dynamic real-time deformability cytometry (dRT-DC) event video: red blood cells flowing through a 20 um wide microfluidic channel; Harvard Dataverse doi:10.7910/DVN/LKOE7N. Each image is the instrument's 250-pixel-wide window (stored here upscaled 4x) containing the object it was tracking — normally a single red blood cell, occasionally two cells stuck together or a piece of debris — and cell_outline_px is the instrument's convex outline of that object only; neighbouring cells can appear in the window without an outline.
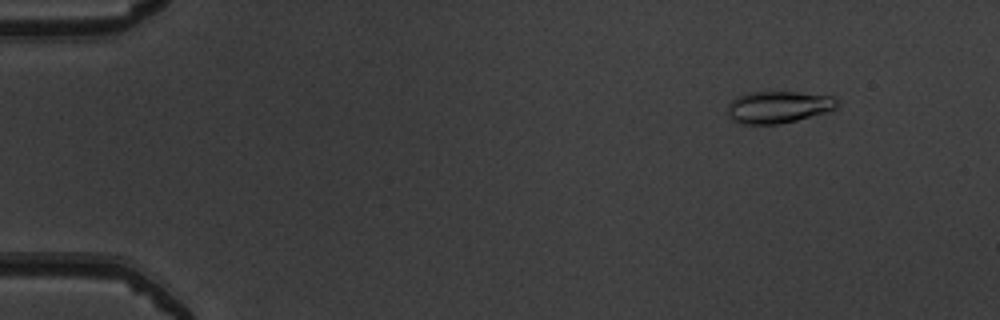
{"species": "common noctule bat (a hibernating species)", "species_latin": "Nyctalus noctula", "temperature_condition": "warm", "stored_images_in_passage": 51, "camera_frame_rate_fps": 3000, "um_per_image_px": 0.085, "animal": {"sex": "male", "body_mass_g": 19.5, "forearm_length_mm": 54.6}, "frame": {"image": 1, "passage_image": 6, "time_ms": 1.667, "image_size_px": [1000, 320], "cell_outline_px": [[840, 104], [836, 108], [824, 112], [796, 120], [780, 124], [744, 124], [732, 120], [728, 116], [728, 104], [732, 100], [748, 92], [796, 92], [832, 96]], "centroid_in_image_um": [66.14, 9.1], "position_along_channel_um": 18.9, "area_um2": 20.23}}
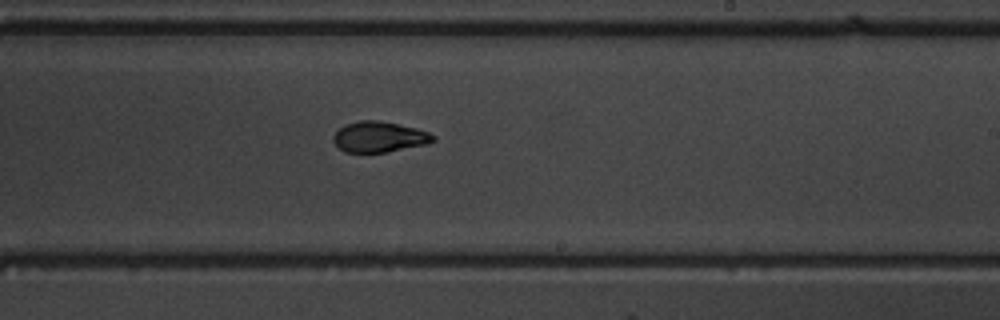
{"frame": {"image": 2, "passage_image": 32, "time_ms": 10.333, "image_size_px": [1000, 320], "cell_outline_px": [[436, 140], [428, 144], [388, 152], [344, 152], [332, 140], [332, 136], [344, 124], [360, 120], [380, 120], [416, 128], [428, 132], [436, 136]], "centroid_in_image_um": [32.25, 11.63], "position_along_channel_um": 256.8, "area_um2": 17.98}}
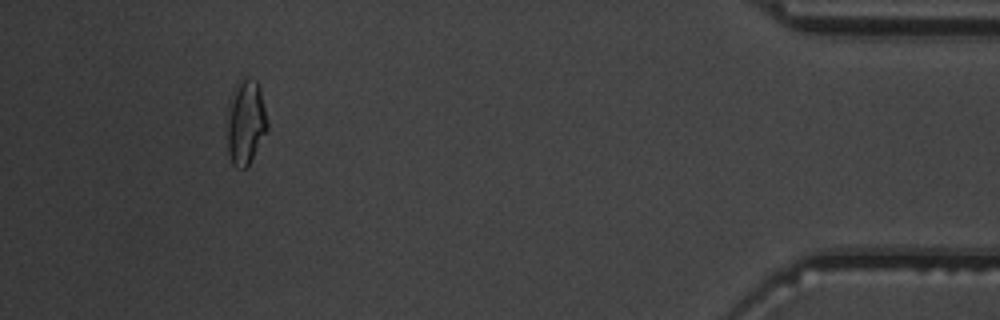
{"frame": {"image": 3, "passage_image": 48, "time_ms": 15.667, "image_size_px": [1000, 320], "cell_outline_px": [[268, 128], [248, 164], [244, 168], [236, 168], [232, 164], [228, 152], [228, 100], [236, 80], [248, 76], [256, 80], [260, 88], [268, 124]], "centroid_in_image_um": [20.86, 10.3], "position_along_channel_um": 414.3, "area_um2": 19.94}, "authors_computed_cell_mechanics": {"area_um2": 18.3804, "velocity_mm_per_s": 4.0202, "shape_relaxation_time_tau1_ms": 4.435, "shape_relaxation_time_tau2_ms": 1.7452, "deformation_change_tau1": 0.1863, "deformation_change_tau2": 0.0757}}